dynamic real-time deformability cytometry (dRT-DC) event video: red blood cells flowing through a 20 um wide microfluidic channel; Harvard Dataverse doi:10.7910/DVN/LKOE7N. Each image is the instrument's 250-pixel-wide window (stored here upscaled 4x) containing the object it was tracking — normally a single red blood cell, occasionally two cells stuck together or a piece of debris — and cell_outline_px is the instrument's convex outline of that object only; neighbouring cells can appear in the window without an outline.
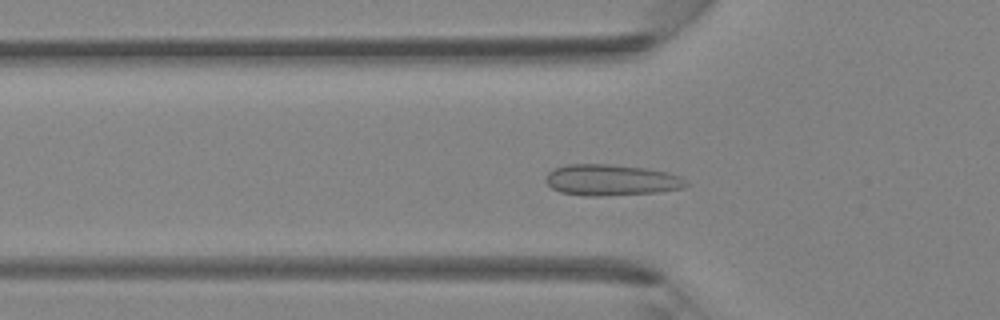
{"species": "Egyptian fruit bat (a non-hibernating species)", "species_latin": "Rousettus aegyptiacus", "temperature_condition": "room temperature", "stored_images_in_passage": 33, "camera_frame_rate_fps": 3000, "um_per_image_px": 0.085, "animal": {"sex": "female"}, "frame": {"image": 1, "passage_image": 6, "time_ms": 1.667, "image_size_px": [1000, 320], "cell_outline_px": [[688, 184], [684, 188], [656, 192], [600, 196], [584, 196], [560, 192], [552, 188], [544, 180], [544, 176], [548, 172], [556, 168], [568, 164], [612, 164], [648, 168], [668, 172], [680, 176]], "centroid_in_image_um": [51.93, 15.3], "position_along_channel_um": 73.9, "area_um2": 25.61}}
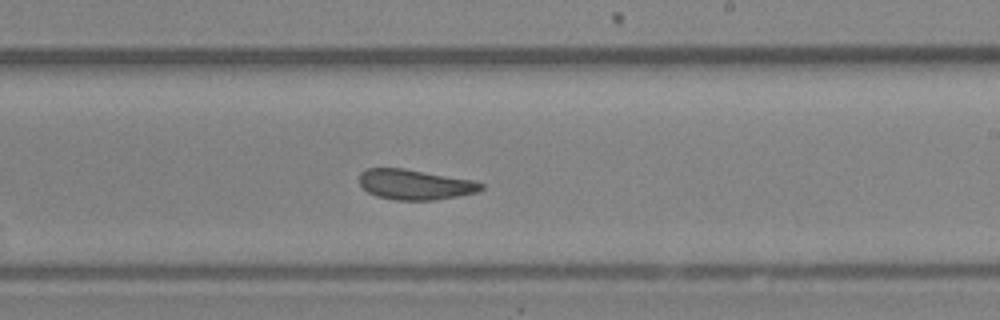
{"frame": {"image": 2, "passage_image": 17, "time_ms": 5.333, "image_size_px": [1000, 320], "cell_outline_px": [[484, 188], [476, 192], [456, 196], [432, 200], [396, 200], [376, 196], [368, 192], [360, 184], [360, 172], [368, 168], [404, 168], [476, 180], [484, 184]], "centroid_in_image_um": [35.29, 15.67], "position_along_channel_um": 253.7, "area_um2": 21.5}}
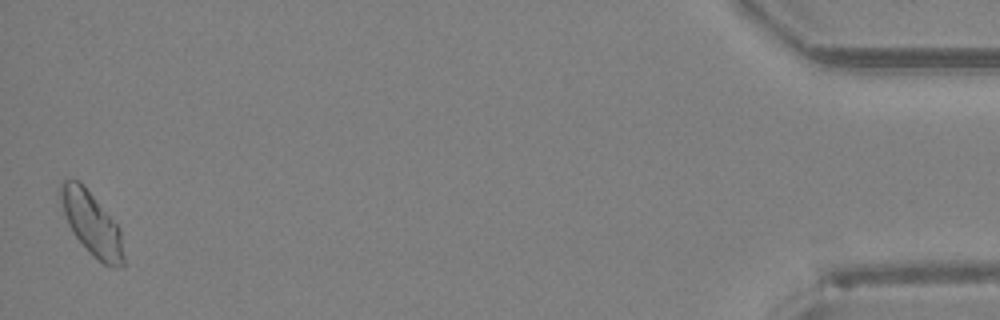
{"frame": {"image": 3, "passage_image": 33, "time_ms": 10.667, "image_size_px": [1000, 320], "cell_outline_px": [[124, 264], [120, 268], [112, 268], [104, 264], [88, 252], [72, 232], [68, 224], [60, 200], [60, 184], [64, 180], [80, 180], [84, 184], [120, 228], [124, 256]], "centroid_in_image_um": [7.81, 19.02], "position_along_channel_um": 427.4, "area_um2": 23.29}}